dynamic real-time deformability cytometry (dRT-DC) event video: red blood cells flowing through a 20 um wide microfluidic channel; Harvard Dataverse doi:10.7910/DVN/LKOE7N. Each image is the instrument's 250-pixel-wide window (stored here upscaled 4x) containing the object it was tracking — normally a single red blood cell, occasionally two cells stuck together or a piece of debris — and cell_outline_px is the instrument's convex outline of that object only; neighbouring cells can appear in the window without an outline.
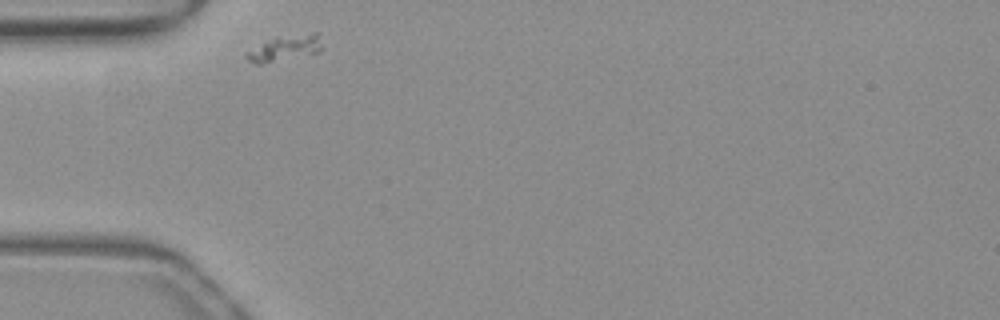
{"species": "common noctule bat (a hibernating species)", "species_latin": "Nyctalus noctula", "temperature_condition": "warm", "stored_images_in_passage": 28, "camera_frame_rate_fps": 3000, "um_per_image_px": 0.085, "animal": {"sex": "female", "body_mass_g": 19.3, "forearm_length_mm": 54.1}, "frame": {"image": 1, "passage_image": 1, "time_ms": 0.0, "image_size_px": [1000, 320], "cell_outline_px": [[324, 48], [320, 52], [260, 64], [256, 64], [248, 60], [244, 56], [244, 52], [272, 40], [312, 32], [316, 32]], "centroid_in_image_um": [24.25, 4.13], "position_along_channel_um": 60.7, "area_um2": 10.75}}
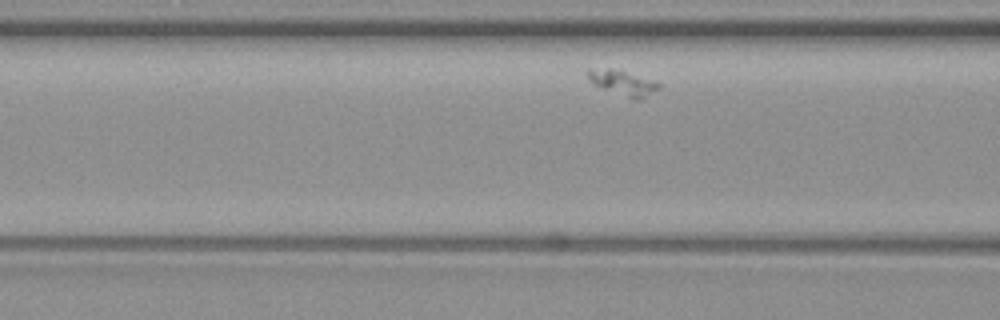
{"frame": {"image": 2, "passage_image": 6, "time_ms": 1.667, "image_size_px": [1000, 320], "cell_outline_px": [[660, 88], [640, 100], [592, 84], [588, 80], [588, 68], [608, 68], [656, 80], [660, 84]], "centroid_in_image_um": [52.95, 7.01], "position_along_channel_um": 113.6, "area_um2": 10.0}}
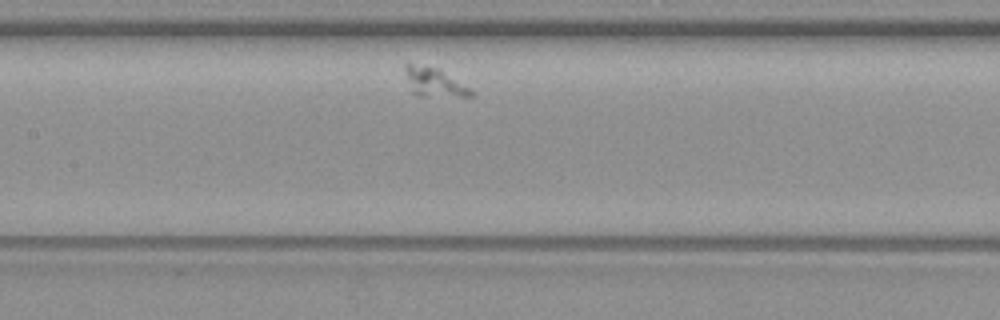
{"frame": {"image": 3, "passage_image": 11, "time_ms": 3.333, "image_size_px": [1000, 320], "cell_outline_px": [[476, 92], [472, 96], [420, 96], [412, 92], [404, 68], [404, 64], [408, 60], [440, 68], [472, 88]], "centroid_in_image_um": [36.92, 6.93], "position_along_channel_um": 170.5, "area_um2": 11.62}}